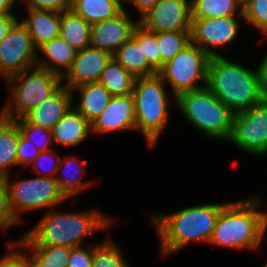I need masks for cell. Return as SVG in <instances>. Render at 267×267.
<instances>
[{
	"mask_svg": "<svg viewBox=\"0 0 267 267\" xmlns=\"http://www.w3.org/2000/svg\"><path fill=\"white\" fill-rule=\"evenodd\" d=\"M123 0H71V9L90 25L113 18L124 10Z\"/></svg>",
	"mask_w": 267,
	"mask_h": 267,
	"instance_id": "cell-24",
	"label": "cell"
},
{
	"mask_svg": "<svg viewBox=\"0 0 267 267\" xmlns=\"http://www.w3.org/2000/svg\"><path fill=\"white\" fill-rule=\"evenodd\" d=\"M262 76H263V87L267 95V53L263 56L260 61Z\"/></svg>",
	"mask_w": 267,
	"mask_h": 267,
	"instance_id": "cell-44",
	"label": "cell"
},
{
	"mask_svg": "<svg viewBox=\"0 0 267 267\" xmlns=\"http://www.w3.org/2000/svg\"><path fill=\"white\" fill-rule=\"evenodd\" d=\"M165 82L158 74L137 78L133 87L135 128L141 131L150 149L156 145L168 121Z\"/></svg>",
	"mask_w": 267,
	"mask_h": 267,
	"instance_id": "cell-7",
	"label": "cell"
},
{
	"mask_svg": "<svg viewBox=\"0 0 267 267\" xmlns=\"http://www.w3.org/2000/svg\"><path fill=\"white\" fill-rule=\"evenodd\" d=\"M264 220H265V235H266V232H267V212H266V210L264 211Z\"/></svg>",
	"mask_w": 267,
	"mask_h": 267,
	"instance_id": "cell-45",
	"label": "cell"
},
{
	"mask_svg": "<svg viewBox=\"0 0 267 267\" xmlns=\"http://www.w3.org/2000/svg\"><path fill=\"white\" fill-rule=\"evenodd\" d=\"M60 157L54 149L42 151L33 161L32 171H34L37 175H41L40 177H51L55 178L58 174V167L60 163ZM47 164V166H46ZM44 166V167H43ZM46 167L45 171L43 170ZM49 167V168H48ZM43 168V169H42Z\"/></svg>",
	"mask_w": 267,
	"mask_h": 267,
	"instance_id": "cell-35",
	"label": "cell"
},
{
	"mask_svg": "<svg viewBox=\"0 0 267 267\" xmlns=\"http://www.w3.org/2000/svg\"><path fill=\"white\" fill-rule=\"evenodd\" d=\"M29 251L34 267H67L70 247L53 245H20ZM31 251V252H30Z\"/></svg>",
	"mask_w": 267,
	"mask_h": 267,
	"instance_id": "cell-29",
	"label": "cell"
},
{
	"mask_svg": "<svg viewBox=\"0 0 267 267\" xmlns=\"http://www.w3.org/2000/svg\"><path fill=\"white\" fill-rule=\"evenodd\" d=\"M132 38L142 46V52L146 56L148 64L158 72L161 69V56L157 32L148 31L138 24L132 32Z\"/></svg>",
	"mask_w": 267,
	"mask_h": 267,
	"instance_id": "cell-32",
	"label": "cell"
},
{
	"mask_svg": "<svg viewBox=\"0 0 267 267\" xmlns=\"http://www.w3.org/2000/svg\"><path fill=\"white\" fill-rule=\"evenodd\" d=\"M175 103L186 121L207 138L229 140L234 113L207 86L177 95Z\"/></svg>",
	"mask_w": 267,
	"mask_h": 267,
	"instance_id": "cell-5",
	"label": "cell"
},
{
	"mask_svg": "<svg viewBox=\"0 0 267 267\" xmlns=\"http://www.w3.org/2000/svg\"><path fill=\"white\" fill-rule=\"evenodd\" d=\"M258 197L228 202L216 220L209 244L257 251L265 235L264 212Z\"/></svg>",
	"mask_w": 267,
	"mask_h": 267,
	"instance_id": "cell-4",
	"label": "cell"
},
{
	"mask_svg": "<svg viewBox=\"0 0 267 267\" xmlns=\"http://www.w3.org/2000/svg\"><path fill=\"white\" fill-rule=\"evenodd\" d=\"M227 203L189 206L172 214L153 215L163 256L176 253L194 241L209 243L216 220Z\"/></svg>",
	"mask_w": 267,
	"mask_h": 267,
	"instance_id": "cell-3",
	"label": "cell"
},
{
	"mask_svg": "<svg viewBox=\"0 0 267 267\" xmlns=\"http://www.w3.org/2000/svg\"><path fill=\"white\" fill-rule=\"evenodd\" d=\"M6 248L10 251L0 258V267H34L32 259L28 256L29 253L25 255L24 252H21V246L18 243H12L9 240Z\"/></svg>",
	"mask_w": 267,
	"mask_h": 267,
	"instance_id": "cell-36",
	"label": "cell"
},
{
	"mask_svg": "<svg viewBox=\"0 0 267 267\" xmlns=\"http://www.w3.org/2000/svg\"><path fill=\"white\" fill-rule=\"evenodd\" d=\"M8 192V205L16 222L22 221L20 214L28 211L53 209L67 199L60 192L57 181L51 177L26 178L11 181L4 178ZM22 212V213H21Z\"/></svg>",
	"mask_w": 267,
	"mask_h": 267,
	"instance_id": "cell-8",
	"label": "cell"
},
{
	"mask_svg": "<svg viewBox=\"0 0 267 267\" xmlns=\"http://www.w3.org/2000/svg\"><path fill=\"white\" fill-rule=\"evenodd\" d=\"M125 9L117 16L91 25L90 46L110 52L112 55L132 37L138 20L134 22Z\"/></svg>",
	"mask_w": 267,
	"mask_h": 267,
	"instance_id": "cell-16",
	"label": "cell"
},
{
	"mask_svg": "<svg viewBox=\"0 0 267 267\" xmlns=\"http://www.w3.org/2000/svg\"><path fill=\"white\" fill-rule=\"evenodd\" d=\"M17 21V18L13 14H0V42L8 35V32Z\"/></svg>",
	"mask_w": 267,
	"mask_h": 267,
	"instance_id": "cell-41",
	"label": "cell"
},
{
	"mask_svg": "<svg viewBox=\"0 0 267 267\" xmlns=\"http://www.w3.org/2000/svg\"><path fill=\"white\" fill-rule=\"evenodd\" d=\"M14 122L16 123L20 134L24 138L31 140L40 152L52 149V147H50L53 143L51 130L42 128L36 124H31L24 118L16 119Z\"/></svg>",
	"mask_w": 267,
	"mask_h": 267,
	"instance_id": "cell-33",
	"label": "cell"
},
{
	"mask_svg": "<svg viewBox=\"0 0 267 267\" xmlns=\"http://www.w3.org/2000/svg\"><path fill=\"white\" fill-rule=\"evenodd\" d=\"M259 31L267 32V0H244L243 21Z\"/></svg>",
	"mask_w": 267,
	"mask_h": 267,
	"instance_id": "cell-34",
	"label": "cell"
},
{
	"mask_svg": "<svg viewBox=\"0 0 267 267\" xmlns=\"http://www.w3.org/2000/svg\"><path fill=\"white\" fill-rule=\"evenodd\" d=\"M229 140L251 155L267 154V96L248 110L234 114Z\"/></svg>",
	"mask_w": 267,
	"mask_h": 267,
	"instance_id": "cell-10",
	"label": "cell"
},
{
	"mask_svg": "<svg viewBox=\"0 0 267 267\" xmlns=\"http://www.w3.org/2000/svg\"><path fill=\"white\" fill-rule=\"evenodd\" d=\"M28 15L21 21L28 29L36 48L60 37V12L26 9Z\"/></svg>",
	"mask_w": 267,
	"mask_h": 267,
	"instance_id": "cell-19",
	"label": "cell"
},
{
	"mask_svg": "<svg viewBox=\"0 0 267 267\" xmlns=\"http://www.w3.org/2000/svg\"><path fill=\"white\" fill-rule=\"evenodd\" d=\"M19 129L12 120L0 117V177L9 176L10 167L17 166Z\"/></svg>",
	"mask_w": 267,
	"mask_h": 267,
	"instance_id": "cell-26",
	"label": "cell"
},
{
	"mask_svg": "<svg viewBox=\"0 0 267 267\" xmlns=\"http://www.w3.org/2000/svg\"><path fill=\"white\" fill-rule=\"evenodd\" d=\"M46 212L31 230L14 242L19 245L78 247L82 246L84 237L109 227L114 221L95 208L74 213Z\"/></svg>",
	"mask_w": 267,
	"mask_h": 267,
	"instance_id": "cell-2",
	"label": "cell"
},
{
	"mask_svg": "<svg viewBox=\"0 0 267 267\" xmlns=\"http://www.w3.org/2000/svg\"><path fill=\"white\" fill-rule=\"evenodd\" d=\"M51 131L56 144L76 147L91 134V123L72 106Z\"/></svg>",
	"mask_w": 267,
	"mask_h": 267,
	"instance_id": "cell-18",
	"label": "cell"
},
{
	"mask_svg": "<svg viewBox=\"0 0 267 267\" xmlns=\"http://www.w3.org/2000/svg\"><path fill=\"white\" fill-rule=\"evenodd\" d=\"M138 24L151 32L191 31V1L159 0L138 19Z\"/></svg>",
	"mask_w": 267,
	"mask_h": 267,
	"instance_id": "cell-13",
	"label": "cell"
},
{
	"mask_svg": "<svg viewBox=\"0 0 267 267\" xmlns=\"http://www.w3.org/2000/svg\"><path fill=\"white\" fill-rule=\"evenodd\" d=\"M113 58L136 79L157 74L148 64L147 58L142 52V46L132 37L119 47L113 54Z\"/></svg>",
	"mask_w": 267,
	"mask_h": 267,
	"instance_id": "cell-25",
	"label": "cell"
},
{
	"mask_svg": "<svg viewBox=\"0 0 267 267\" xmlns=\"http://www.w3.org/2000/svg\"><path fill=\"white\" fill-rule=\"evenodd\" d=\"M39 153L40 151L36 148L32 141L24 138L19 131V143L17 147V166H30L36 159V157L39 155Z\"/></svg>",
	"mask_w": 267,
	"mask_h": 267,
	"instance_id": "cell-38",
	"label": "cell"
},
{
	"mask_svg": "<svg viewBox=\"0 0 267 267\" xmlns=\"http://www.w3.org/2000/svg\"><path fill=\"white\" fill-rule=\"evenodd\" d=\"M112 58L110 52L92 46L77 51L70 69L62 77L65 82L63 85L71 90L81 84L99 82Z\"/></svg>",
	"mask_w": 267,
	"mask_h": 267,
	"instance_id": "cell-14",
	"label": "cell"
},
{
	"mask_svg": "<svg viewBox=\"0 0 267 267\" xmlns=\"http://www.w3.org/2000/svg\"><path fill=\"white\" fill-rule=\"evenodd\" d=\"M30 9L50 10L63 12L71 9V0H23Z\"/></svg>",
	"mask_w": 267,
	"mask_h": 267,
	"instance_id": "cell-40",
	"label": "cell"
},
{
	"mask_svg": "<svg viewBox=\"0 0 267 267\" xmlns=\"http://www.w3.org/2000/svg\"><path fill=\"white\" fill-rule=\"evenodd\" d=\"M92 267H130L121 249L108 236L94 247Z\"/></svg>",
	"mask_w": 267,
	"mask_h": 267,
	"instance_id": "cell-30",
	"label": "cell"
},
{
	"mask_svg": "<svg viewBox=\"0 0 267 267\" xmlns=\"http://www.w3.org/2000/svg\"><path fill=\"white\" fill-rule=\"evenodd\" d=\"M243 16L242 0H191V18Z\"/></svg>",
	"mask_w": 267,
	"mask_h": 267,
	"instance_id": "cell-27",
	"label": "cell"
},
{
	"mask_svg": "<svg viewBox=\"0 0 267 267\" xmlns=\"http://www.w3.org/2000/svg\"><path fill=\"white\" fill-rule=\"evenodd\" d=\"M72 100V91L62 85L52 96L39 103L23 118L31 124L52 130L53 126L73 106L74 100Z\"/></svg>",
	"mask_w": 267,
	"mask_h": 267,
	"instance_id": "cell-17",
	"label": "cell"
},
{
	"mask_svg": "<svg viewBox=\"0 0 267 267\" xmlns=\"http://www.w3.org/2000/svg\"><path fill=\"white\" fill-rule=\"evenodd\" d=\"M210 57L198 45L190 42L173 59L164 63L157 74L170 85L173 98H176L183 92L206 86Z\"/></svg>",
	"mask_w": 267,
	"mask_h": 267,
	"instance_id": "cell-9",
	"label": "cell"
},
{
	"mask_svg": "<svg viewBox=\"0 0 267 267\" xmlns=\"http://www.w3.org/2000/svg\"><path fill=\"white\" fill-rule=\"evenodd\" d=\"M135 120L132 94L111 97L104 111L91 123V135L136 129Z\"/></svg>",
	"mask_w": 267,
	"mask_h": 267,
	"instance_id": "cell-15",
	"label": "cell"
},
{
	"mask_svg": "<svg viewBox=\"0 0 267 267\" xmlns=\"http://www.w3.org/2000/svg\"><path fill=\"white\" fill-rule=\"evenodd\" d=\"M96 245L88 248L83 246L71 248L67 267H92L93 250Z\"/></svg>",
	"mask_w": 267,
	"mask_h": 267,
	"instance_id": "cell-39",
	"label": "cell"
},
{
	"mask_svg": "<svg viewBox=\"0 0 267 267\" xmlns=\"http://www.w3.org/2000/svg\"><path fill=\"white\" fill-rule=\"evenodd\" d=\"M243 16L219 17V18H191L190 38L193 44L198 45L208 55L220 56L215 50L218 47H226L239 32V19Z\"/></svg>",
	"mask_w": 267,
	"mask_h": 267,
	"instance_id": "cell-12",
	"label": "cell"
},
{
	"mask_svg": "<svg viewBox=\"0 0 267 267\" xmlns=\"http://www.w3.org/2000/svg\"><path fill=\"white\" fill-rule=\"evenodd\" d=\"M37 53L27 27L17 21L0 42V76L6 79L36 67Z\"/></svg>",
	"mask_w": 267,
	"mask_h": 267,
	"instance_id": "cell-11",
	"label": "cell"
},
{
	"mask_svg": "<svg viewBox=\"0 0 267 267\" xmlns=\"http://www.w3.org/2000/svg\"><path fill=\"white\" fill-rule=\"evenodd\" d=\"M191 31L157 32V41L161 56V68L164 63L173 59L188 43L191 42Z\"/></svg>",
	"mask_w": 267,
	"mask_h": 267,
	"instance_id": "cell-31",
	"label": "cell"
},
{
	"mask_svg": "<svg viewBox=\"0 0 267 267\" xmlns=\"http://www.w3.org/2000/svg\"><path fill=\"white\" fill-rule=\"evenodd\" d=\"M6 80L12 100L0 110V117L12 121L23 118L63 85L62 77L39 67L24 70Z\"/></svg>",
	"mask_w": 267,
	"mask_h": 267,
	"instance_id": "cell-6",
	"label": "cell"
},
{
	"mask_svg": "<svg viewBox=\"0 0 267 267\" xmlns=\"http://www.w3.org/2000/svg\"><path fill=\"white\" fill-rule=\"evenodd\" d=\"M135 80V77L129 74L120 63L112 58L103 70L99 83L114 97L132 94Z\"/></svg>",
	"mask_w": 267,
	"mask_h": 267,
	"instance_id": "cell-28",
	"label": "cell"
},
{
	"mask_svg": "<svg viewBox=\"0 0 267 267\" xmlns=\"http://www.w3.org/2000/svg\"><path fill=\"white\" fill-rule=\"evenodd\" d=\"M157 1L159 0H123V2L133 4L139 11L140 16L147 12Z\"/></svg>",
	"mask_w": 267,
	"mask_h": 267,
	"instance_id": "cell-42",
	"label": "cell"
},
{
	"mask_svg": "<svg viewBox=\"0 0 267 267\" xmlns=\"http://www.w3.org/2000/svg\"><path fill=\"white\" fill-rule=\"evenodd\" d=\"M8 205V192L6 182L0 177V230L7 231L10 227L17 225Z\"/></svg>",
	"mask_w": 267,
	"mask_h": 267,
	"instance_id": "cell-37",
	"label": "cell"
},
{
	"mask_svg": "<svg viewBox=\"0 0 267 267\" xmlns=\"http://www.w3.org/2000/svg\"><path fill=\"white\" fill-rule=\"evenodd\" d=\"M206 86L234 114L248 110L267 96L260 63L254 71L221 55L210 57Z\"/></svg>",
	"mask_w": 267,
	"mask_h": 267,
	"instance_id": "cell-1",
	"label": "cell"
},
{
	"mask_svg": "<svg viewBox=\"0 0 267 267\" xmlns=\"http://www.w3.org/2000/svg\"><path fill=\"white\" fill-rule=\"evenodd\" d=\"M38 51L44 54L46 58L44 60L41 58L39 59L40 56L37 55L36 67L56 73L60 77H63L70 69L77 53V51L61 37L44 43L37 48V52Z\"/></svg>",
	"mask_w": 267,
	"mask_h": 267,
	"instance_id": "cell-20",
	"label": "cell"
},
{
	"mask_svg": "<svg viewBox=\"0 0 267 267\" xmlns=\"http://www.w3.org/2000/svg\"><path fill=\"white\" fill-rule=\"evenodd\" d=\"M60 37L76 51L90 46L91 25L72 9L60 13Z\"/></svg>",
	"mask_w": 267,
	"mask_h": 267,
	"instance_id": "cell-23",
	"label": "cell"
},
{
	"mask_svg": "<svg viewBox=\"0 0 267 267\" xmlns=\"http://www.w3.org/2000/svg\"><path fill=\"white\" fill-rule=\"evenodd\" d=\"M85 162L86 160L81 161L77 157L71 158V155L64 157V160H60L57 171H60L61 174L64 173V175L62 174L63 176H61L59 172L55 179L60 192L67 200L72 198L73 195H77L80 191L85 190L86 187L89 188L90 184H92L89 181L82 180L86 173Z\"/></svg>",
	"mask_w": 267,
	"mask_h": 267,
	"instance_id": "cell-22",
	"label": "cell"
},
{
	"mask_svg": "<svg viewBox=\"0 0 267 267\" xmlns=\"http://www.w3.org/2000/svg\"><path fill=\"white\" fill-rule=\"evenodd\" d=\"M16 0H0V14H13V10Z\"/></svg>",
	"mask_w": 267,
	"mask_h": 267,
	"instance_id": "cell-43",
	"label": "cell"
},
{
	"mask_svg": "<svg viewBox=\"0 0 267 267\" xmlns=\"http://www.w3.org/2000/svg\"><path fill=\"white\" fill-rule=\"evenodd\" d=\"M74 90L80 91L78 106H73L90 123L98 117L105 109L111 99L109 91L99 82L85 83L71 89L73 98Z\"/></svg>",
	"mask_w": 267,
	"mask_h": 267,
	"instance_id": "cell-21",
	"label": "cell"
}]
</instances>
